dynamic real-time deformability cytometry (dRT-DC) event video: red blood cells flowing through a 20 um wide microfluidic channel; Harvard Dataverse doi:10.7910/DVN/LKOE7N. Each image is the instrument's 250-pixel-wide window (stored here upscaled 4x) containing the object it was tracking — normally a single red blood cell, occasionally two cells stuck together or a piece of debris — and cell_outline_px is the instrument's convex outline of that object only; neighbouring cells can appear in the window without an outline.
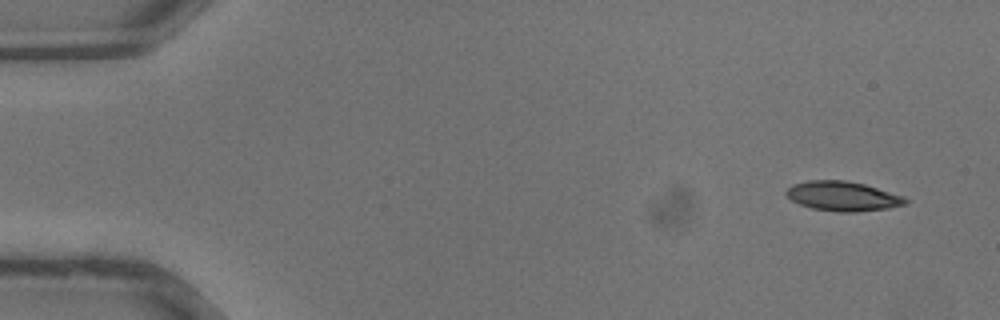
{"species": "common noctule bat (a hibernating species)", "species_latin": "Nyctalus noctula", "temperature_condition": "warm", "stored_images_in_passage": 35, "camera_frame_rate_fps": 3000, "um_per_image_px": 0.085, "animal": {"sex": "male", "body_mass_g": 13.3}, "frame": {"image": 1, "passage_image": 1, "time_ms": 0.0, "image_size_px": [1000, 320], "cell_outline_px": [[908, 204], [888, 208], [856, 212], [836, 212], [812, 208], [800, 204], [792, 200], [784, 192], [792, 184], [808, 180], [844, 180], [864, 184], [904, 196], [908, 200]], "centroid_in_image_um": [71.64, 16.67], "position_along_channel_um": 13.4, "area_um2": 20.58}}
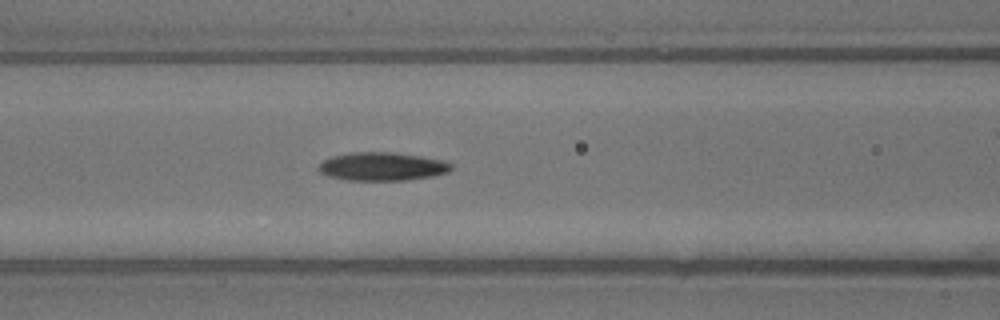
{"frame": {"image": 2, "passage_image": 14, "time_ms": 4.333, "image_size_px": [1000, 320], "cell_outline_px": [[452, 168], [448, 172], [432, 176], [404, 180], [348, 180], [328, 176], [320, 172], [316, 168], [324, 160], [332, 156], [352, 152], [396, 152], [444, 160], [452, 164]], "centroid_in_image_um": [32.48, 14.14], "position_along_channel_um": 134.1, "area_um2": 21.91}}
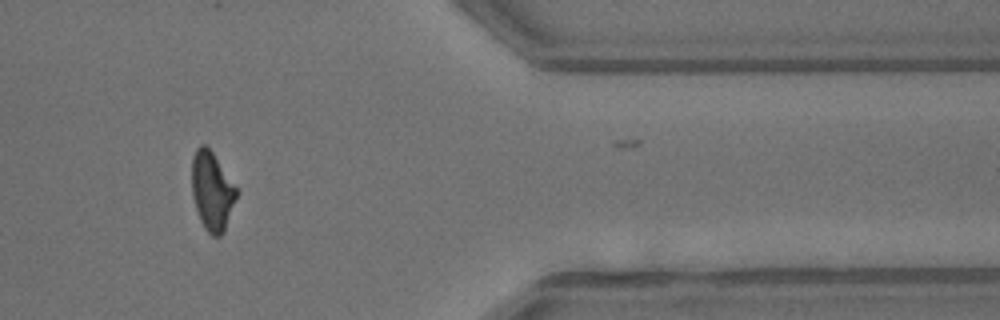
{"frame": {"image": 3, "passage_image": 29, "time_ms": 9.333, "image_size_px": [1000, 320], "cell_outline_px": [[236, 196], [224, 232], [220, 236], [212, 236], [204, 228], [200, 220], [192, 196], [192, 156], [196, 148], [200, 144], [204, 144], [212, 152], [236, 188]], "centroid_in_image_um": [17.98, 16.25], "position_along_channel_um": 393.4, "area_um2": 20.06}}